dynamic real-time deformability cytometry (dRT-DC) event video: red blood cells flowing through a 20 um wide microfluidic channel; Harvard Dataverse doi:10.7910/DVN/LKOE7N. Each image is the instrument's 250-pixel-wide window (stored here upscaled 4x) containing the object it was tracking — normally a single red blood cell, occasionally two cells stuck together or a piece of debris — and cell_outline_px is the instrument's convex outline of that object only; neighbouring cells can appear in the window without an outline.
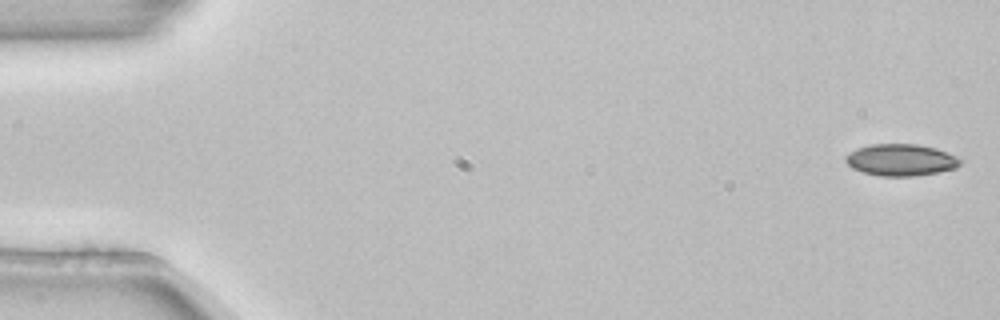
{"species": "common noctule bat (a hibernating species)", "species_latin": "Nyctalus noctula", "temperature_condition": "room temperature", "stored_images_in_passage": 8, "camera_frame_rate_fps": 3000, "um_per_image_px": 0.085, "animal": {"sex": "female", "body_mass_g": 22.7, "forearm_length_mm": 54.2}, "frame": {"image": 1, "passage_image": 1, "time_ms": 0.0, "image_size_px": [1000, 320], "cell_outline_px": [[964, 160], [956, 168], [940, 172], [916, 176], [880, 176], [860, 172], [852, 168], [844, 160], [844, 156], [848, 152], [856, 148], [872, 144], [916, 144], [936, 148], [956, 156]], "centroid_in_image_um": [76.56, 13.6], "position_along_channel_um": 8.4, "area_um2": 21.56}}
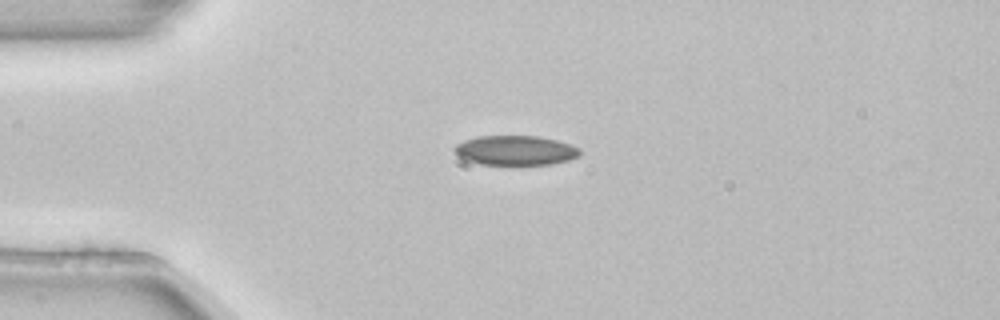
{"frame": {"image": 2, "passage_image": 4, "time_ms": 1.0, "image_size_px": [1000, 320], "cell_outline_px": [[580, 156], [568, 160], [552, 164], [480, 164], [464, 160], [452, 148], [456, 144], [464, 140], [480, 136], [540, 136], [556, 140], [580, 148]], "centroid_in_image_um": [43.81, 12.78], "position_along_channel_um": 41.2, "area_um2": 21.56}}